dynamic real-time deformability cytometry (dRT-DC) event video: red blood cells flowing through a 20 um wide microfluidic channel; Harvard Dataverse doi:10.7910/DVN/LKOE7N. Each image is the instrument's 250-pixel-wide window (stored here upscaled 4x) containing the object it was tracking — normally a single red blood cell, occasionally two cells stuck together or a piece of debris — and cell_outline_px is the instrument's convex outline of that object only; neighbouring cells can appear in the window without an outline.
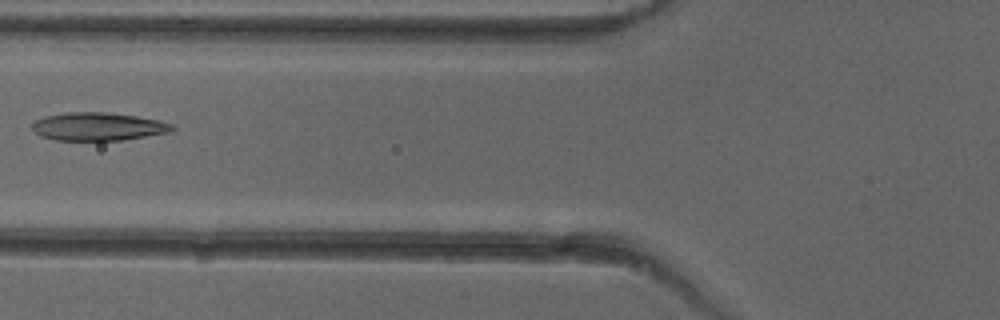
{"species": "common noctule bat (a hibernating species)", "species_latin": "Nyctalus noctula", "temperature_condition": "cold", "stored_images_in_passage": 6, "camera_frame_rate_fps": 3000, "um_per_image_px": 0.085, "animal": {"sex": "female"}, "frame": {"image": 1, "passage_image": 6, "time_ms": 6.0, "image_size_px": [1000, 320], "cell_outline_px": [[176, 128], [168, 132], [120, 140], [56, 140], [40, 136], [32, 132], [32, 124], [36, 120], [44, 116], [68, 112], [104, 112], [136, 116], [156, 120], [172, 124]], "centroid_in_image_um": [8.26, 10.75], "position_along_channel_um": 117.5, "area_um2": 22.72}}